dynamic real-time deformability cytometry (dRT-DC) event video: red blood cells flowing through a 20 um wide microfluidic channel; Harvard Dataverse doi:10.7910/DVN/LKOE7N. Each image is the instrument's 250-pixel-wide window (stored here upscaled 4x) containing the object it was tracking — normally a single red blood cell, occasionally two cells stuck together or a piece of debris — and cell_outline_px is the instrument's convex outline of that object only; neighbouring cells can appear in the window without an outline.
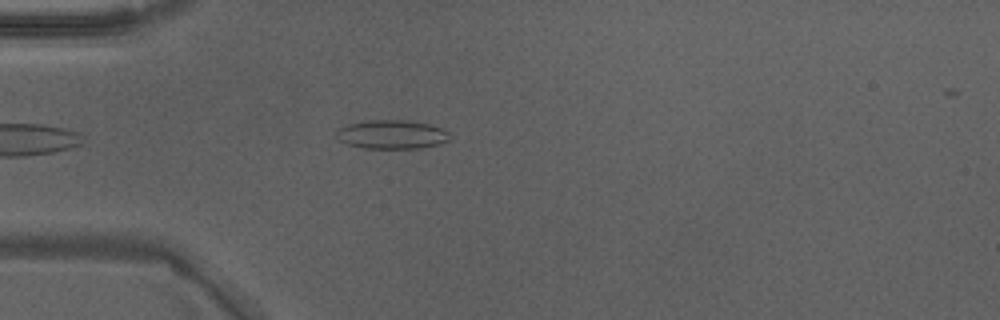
{"species": "Egyptian fruit bat (a non-hibernating species)", "species_latin": "Rousettus aegyptiacus", "temperature_condition": "warm", "stored_images_in_passage": 39, "camera_frame_rate_fps": 3000, "um_per_image_px": 0.085, "animal": {"sex": "male"}, "frame": {"image": 1, "passage_image": 5, "time_ms": 1.333, "image_size_px": [1000, 320], "cell_outline_px": [[452, 140], [440, 144], [420, 148], [364, 148], [348, 144], [340, 140], [336, 136], [336, 132], [340, 128], [348, 124], [368, 120], [408, 120], [428, 124], [440, 128], [448, 132]], "centroid_in_image_um": [33.34, 11.43], "position_along_channel_um": 51.7, "area_um2": 19.02}}
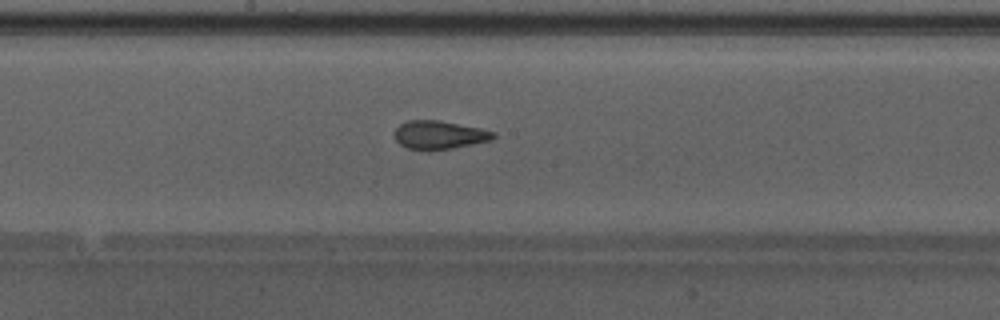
{"frame": {"image": 2, "passage_image": 17, "time_ms": 5.333, "image_size_px": [1000, 320], "cell_outline_px": [[496, 136], [492, 140], [452, 148], [428, 152], [408, 148], [400, 144], [396, 140], [392, 132], [400, 124], [408, 120], [440, 120], [480, 128], [496, 132]], "centroid_in_image_um": [37.31, 11.48], "position_along_channel_um": 210.9, "area_um2": 16.7}}
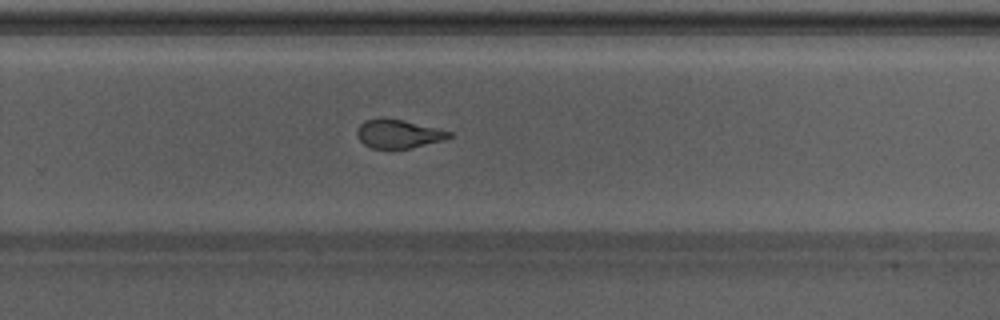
{"frame": {"image": 3, "passage_image": 23, "time_ms": 7.333, "image_size_px": [1000, 320], "cell_outline_px": [[452, 136], [444, 140], [412, 148], [372, 148], [364, 144], [360, 140], [356, 132], [360, 124], [364, 120], [380, 116], [384, 116], [436, 128], [452, 132]], "centroid_in_image_um": [33.83, 11.36], "position_along_channel_um": 296.0, "area_um2": 15.43}, "authors_computed_cell_mechanics": {"area_um2": 17.051, "velocity_mm_per_s": 4.2712, "shape_relaxation_time_tau1_ms": null, "shape_relaxation_time_tau2_ms": 1.3558, "deformation_change_tau1": null, "deformation_change_tau2": 0.0777}}